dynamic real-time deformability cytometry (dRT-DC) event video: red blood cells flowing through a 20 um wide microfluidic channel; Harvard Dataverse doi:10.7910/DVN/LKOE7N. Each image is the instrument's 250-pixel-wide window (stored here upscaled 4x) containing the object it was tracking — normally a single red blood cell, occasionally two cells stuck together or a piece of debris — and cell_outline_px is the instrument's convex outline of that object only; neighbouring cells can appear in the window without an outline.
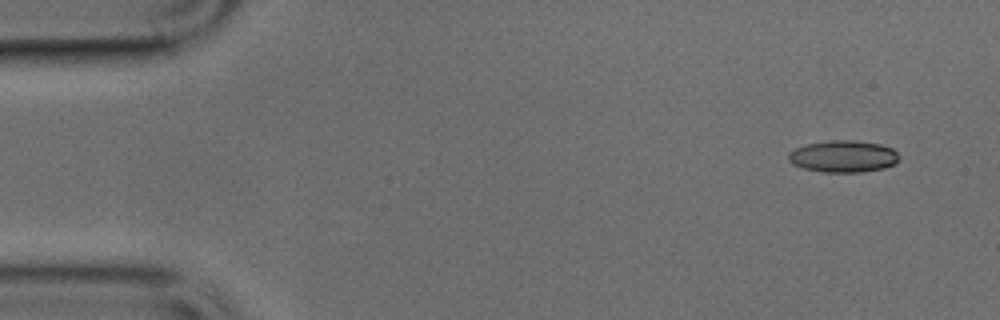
{"species": "common noctule bat (a hibernating species)", "species_latin": "Nyctalus noctula", "temperature_condition": "cold", "stored_images_in_passage": 47, "camera_frame_rate_fps": 3000, "um_per_image_px": 0.085, "animal": {"sex": "male", "body_mass_g": 17.9, "forearm_length_mm": 54.2}, "frame": {"image": 1, "passage_image": 1, "time_ms": 0.0, "image_size_px": [1000, 320], "cell_outline_px": [[900, 156], [896, 164], [884, 168], [860, 172], [820, 172], [804, 168], [792, 164], [788, 160], [788, 152], [796, 148], [808, 144], [832, 140], [852, 140], [880, 144], [892, 148]], "centroid_in_image_um": [71.68, 13.3], "position_along_channel_um": 13.3, "area_um2": 20.58}}
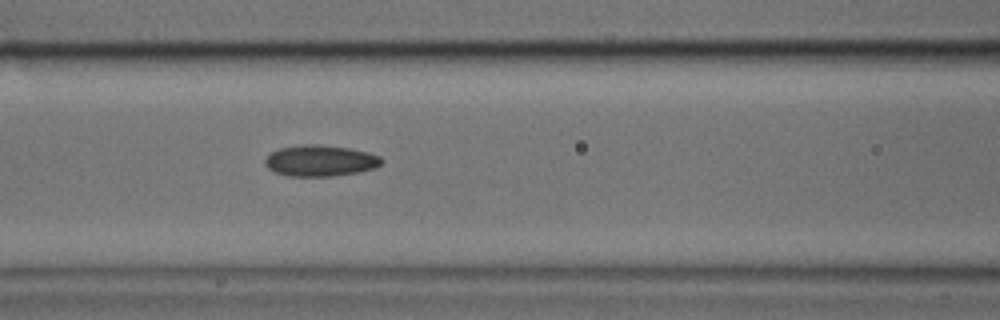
{"frame": {"image": 2, "passage_image": 18, "time_ms": 5.667, "image_size_px": [1000, 320], "cell_outline_px": [[384, 160], [376, 168], [356, 172], [332, 176], [288, 176], [276, 172], [268, 168], [264, 164], [264, 160], [272, 152], [280, 148], [304, 144], [320, 144], [348, 148], [368, 152], [380, 156]], "centroid_in_image_um": [27.23, 13.65], "position_along_channel_um": 139.4, "area_um2": 21.1}}
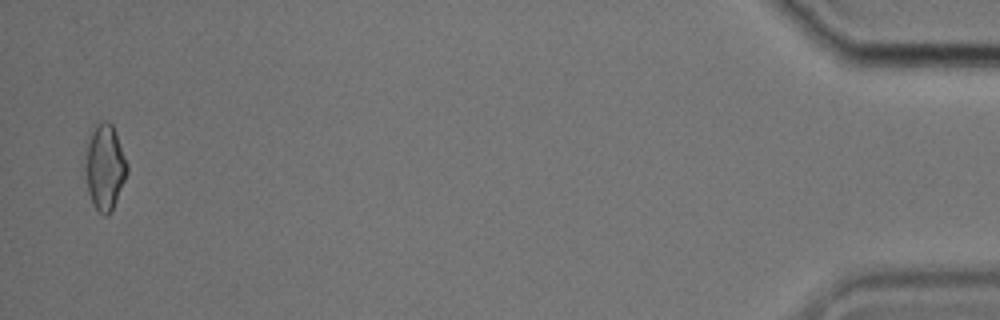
{"frame": {"image": 3, "passage_image": 46, "time_ms": 15.0, "image_size_px": [1000, 320], "cell_outline_px": [[128, 172], [112, 212], [108, 216], [104, 216], [96, 208], [88, 192], [84, 168], [84, 140], [96, 124], [100, 120], [108, 120], [112, 124], [128, 164]], "centroid_in_image_um": [8.87, 14.15], "position_along_channel_um": 426.3, "area_um2": 21.56}}